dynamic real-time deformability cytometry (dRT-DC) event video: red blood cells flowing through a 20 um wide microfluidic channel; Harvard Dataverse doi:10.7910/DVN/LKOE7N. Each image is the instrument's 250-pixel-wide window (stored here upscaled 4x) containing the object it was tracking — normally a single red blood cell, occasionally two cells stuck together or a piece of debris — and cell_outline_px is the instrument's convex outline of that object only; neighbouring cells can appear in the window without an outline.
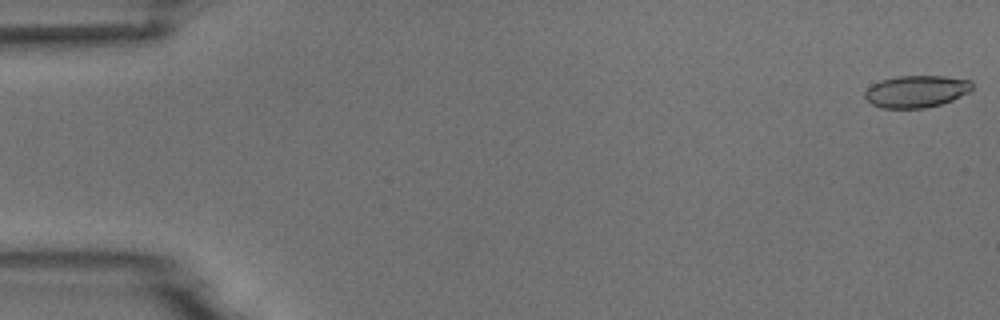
{"species": "common noctule bat (a hibernating species)", "species_latin": "Nyctalus noctula", "temperature_condition": "room temperature", "stored_images_in_passage": 5, "camera_frame_rate_fps": 3000, "um_per_image_px": 0.085, "animal": {"sex": "male", "body_mass_g": 18.8}, "frame": {"image": 1, "passage_image": 1, "time_ms": 0.0, "image_size_px": [1000, 320], "cell_outline_px": [[972, 88], [968, 92], [952, 100], [940, 104], [924, 108], [880, 108], [872, 104], [864, 96], [864, 92], [872, 84], [880, 80], [896, 76], [944, 76], [972, 80]], "centroid_in_image_um": [77.87, 7.76], "position_along_channel_um": 7.1, "area_um2": 20.06}}
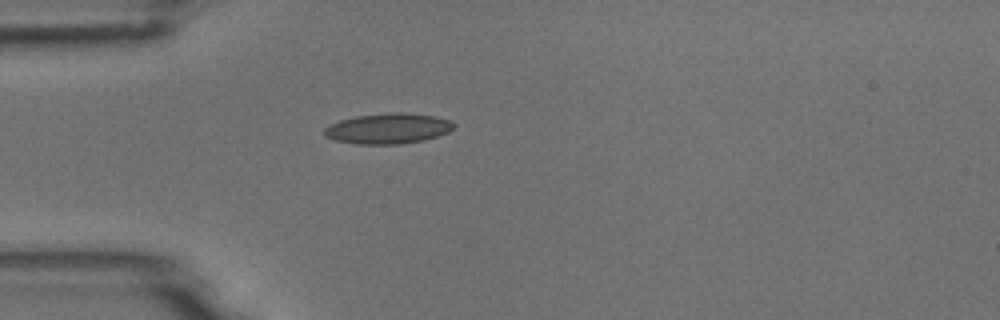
{"frame": {"image": 2, "passage_image": 5, "time_ms": 4.667, "image_size_px": [1000, 320], "cell_outline_px": [[456, 124], [448, 132], [424, 140], [400, 144], [356, 144], [336, 140], [324, 136], [324, 128], [340, 120], [356, 116], [392, 112], [400, 112], [436, 116], [452, 120]], "centroid_in_image_um": [33.0, 10.92], "position_along_channel_um": 52.0, "area_um2": 22.95}}